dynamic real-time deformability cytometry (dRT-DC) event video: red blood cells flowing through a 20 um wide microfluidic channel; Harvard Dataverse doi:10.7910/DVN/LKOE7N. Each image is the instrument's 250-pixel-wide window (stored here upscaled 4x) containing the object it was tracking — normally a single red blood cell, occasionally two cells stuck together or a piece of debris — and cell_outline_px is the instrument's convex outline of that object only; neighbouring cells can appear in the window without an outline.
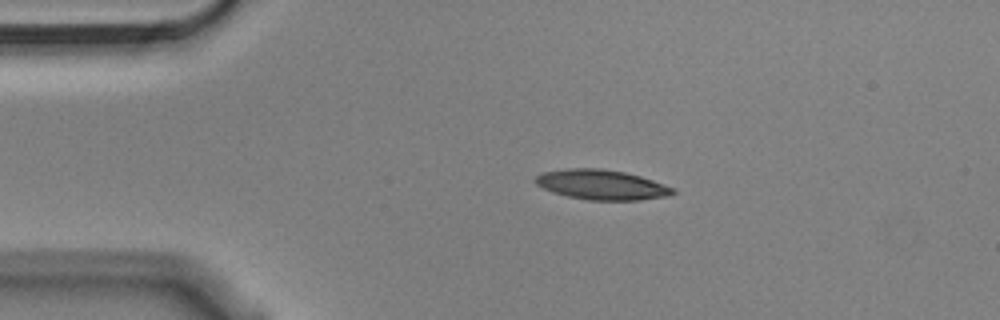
{"species": "Egyptian fruit bat (a non-hibernating species)", "species_latin": "Rousettus aegyptiacus", "temperature_condition": "cold", "stored_images_in_passage": 45, "camera_frame_rate_fps": 3000, "um_per_image_px": 0.085, "animal": {"sex": "male"}, "frame": {"image": 1, "passage_image": 1, "time_ms": 0.0, "image_size_px": [1000, 320], "cell_outline_px": [[676, 192], [668, 196], [640, 200], [588, 200], [568, 196], [552, 192], [536, 184], [532, 180], [536, 176], [544, 172], [568, 168], [600, 168], [624, 172], [640, 176], [676, 188]], "centroid_in_image_um": [51.15, 15.7], "position_along_channel_um": 33.9, "area_um2": 23.99}}
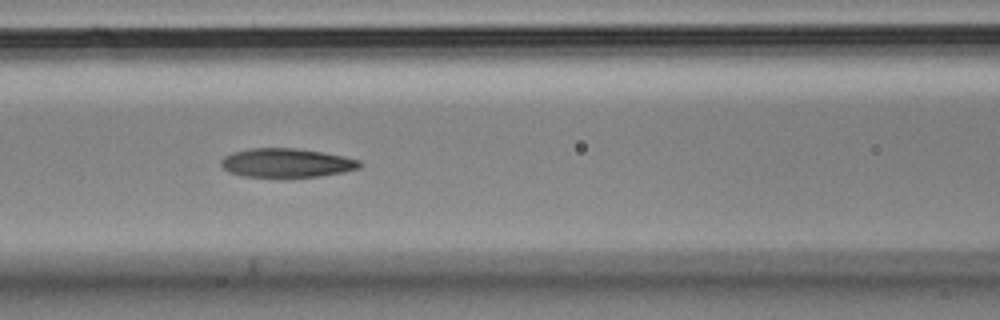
{"frame": {"image": 2, "passage_image": 13, "time_ms": 4.0, "image_size_px": [1000, 320], "cell_outline_px": [[360, 168], [344, 172], [320, 176], [244, 176], [228, 172], [220, 164], [220, 160], [224, 156], [232, 152], [252, 148], [296, 148], [344, 156], [360, 160]], "centroid_in_image_um": [24.34, 13.83], "position_along_channel_um": 142.3, "area_um2": 23.12}}
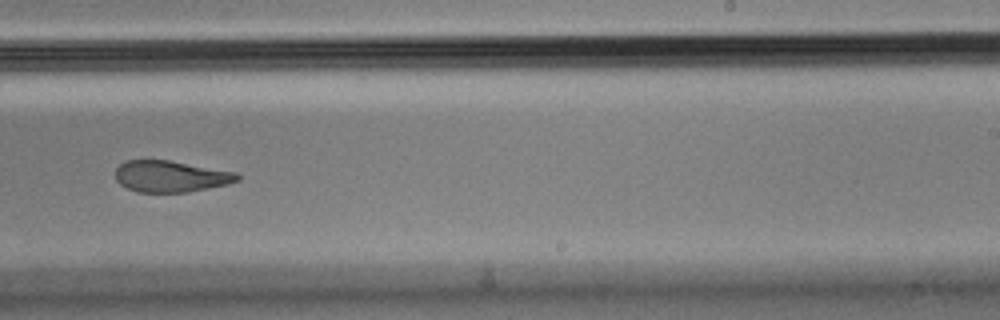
{"frame": {"image": 3, "passage_image": 24, "time_ms": 7.667, "image_size_px": [1000, 320], "cell_outline_px": [[240, 180], [228, 184], [188, 192], [136, 192], [120, 184], [116, 180], [116, 168], [120, 164], [128, 160], [168, 160], [236, 172], [240, 176]], "centroid_in_image_um": [14.51, 14.99], "position_along_channel_um": 274.5, "area_um2": 22.25}, "authors_computed_cell_mechanics": {"area_um2": 24.0448, "velocity_mm_per_s": 3.6178, "shape_relaxation_time_tau1_ms": null, "shape_relaxation_time_tau2_ms": 2.1624, "deformation_change_tau1": null, "deformation_change_tau2": 0.0924}}